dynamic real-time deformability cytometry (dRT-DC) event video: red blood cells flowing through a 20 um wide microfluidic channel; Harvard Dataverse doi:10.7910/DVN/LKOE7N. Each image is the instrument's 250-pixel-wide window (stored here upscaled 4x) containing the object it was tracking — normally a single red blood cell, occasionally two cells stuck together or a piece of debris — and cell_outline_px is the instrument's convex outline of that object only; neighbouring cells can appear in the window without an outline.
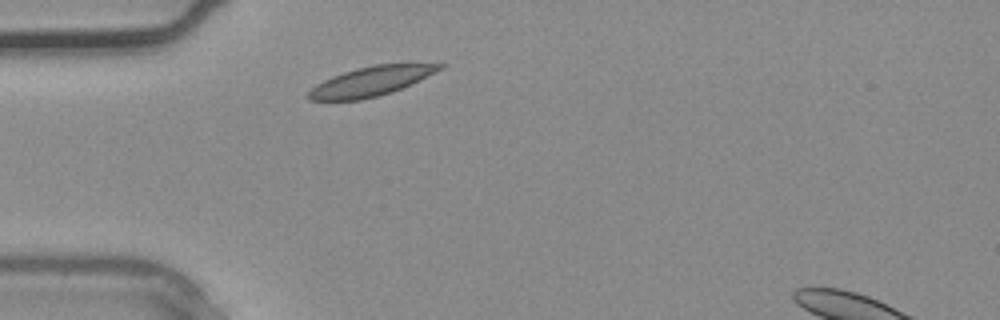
{"species": "common noctule bat (a hibernating species)", "species_latin": "Nyctalus noctula", "temperature_condition": "warm", "stored_images_in_passage": 2, "segment_of_instrument_passage": [1, 2], "camera_frame_rate_fps": 3000, "um_per_image_px": 0.085, "animal": {"sex": "male", "body_mass_g": 20.4}, "frame": {"image": 1, "passage_image": 1, "time_ms": 0.0, "image_size_px": [1000, 320], "cell_outline_px": [[448, 64], [444, 68], [412, 84], [392, 92], [360, 100], [308, 100], [304, 96], [316, 84], [332, 76], [356, 68], [376, 64]], "centroid_in_image_um": [31.52, 6.91], "position_along_channel_um": 53.5, "area_um2": 22.43}}